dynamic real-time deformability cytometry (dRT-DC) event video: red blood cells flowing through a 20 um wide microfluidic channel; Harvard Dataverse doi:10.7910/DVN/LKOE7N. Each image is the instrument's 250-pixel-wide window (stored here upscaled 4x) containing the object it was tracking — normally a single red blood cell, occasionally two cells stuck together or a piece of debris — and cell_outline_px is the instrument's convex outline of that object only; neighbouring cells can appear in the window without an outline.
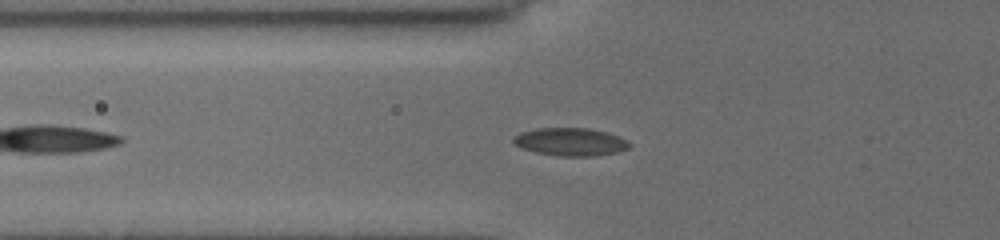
{"species": "common noctule bat (a hibernating species)", "species_latin": "Nyctalus noctula", "temperature_condition": "cold", "stored_images_in_passage": 42, "camera_frame_rate_fps": 3000, "um_per_image_px": 0.085, "animal": {"sex": "female", "body_mass_g": 19.5, "forearm_length_mm": 54.1}, "frame": {"image": 1, "passage_image": 9, "time_ms": 2.667, "image_size_px": [1000, 240], "cell_outline_px": [[632, 144], [628, 148], [616, 152], [596, 156], [560, 156], [536, 152], [524, 148], [516, 144], [512, 140], [512, 136], [520, 132], [536, 128], [592, 128], [608, 132]], "centroid_in_image_um": [48.47, 12.04], "position_along_channel_um": 77.3, "area_um2": 18.79}}
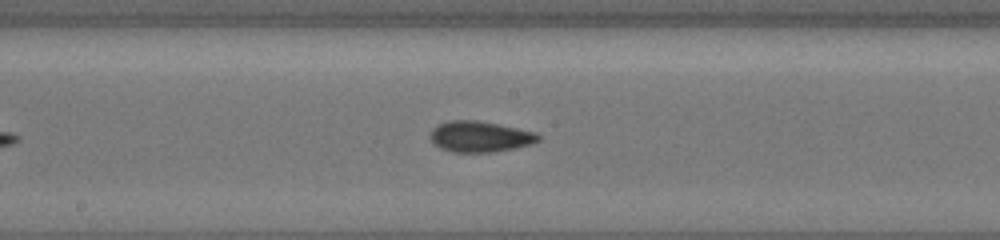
{"frame": {"image": 2, "passage_image": 19, "time_ms": 6.0, "image_size_px": [1000, 240], "cell_outline_px": [[540, 140], [532, 144], [516, 148], [492, 152], [452, 152], [440, 148], [428, 136], [432, 128], [440, 124], [452, 120], [476, 120], [536, 132], [540, 136]], "centroid_in_image_um": [40.8, 11.62], "position_along_channel_um": 207.4, "area_um2": 19.36}}
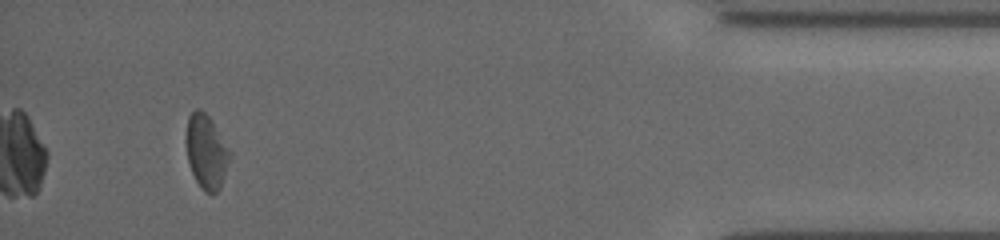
{"frame": {"image": 3, "passage_image": 39, "time_ms": 12.667, "image_size_px": [1000, 240], "cell_outline_px": [[232, 152], [220, 188], [212, 196], [204, 192], [196, 180], [188, 164], [184, 140], [184, 136], [188, 116], [196, 108], [200, 108], [212, 120]], "centroid_in_image_um": [17.51, 12.88], "position_along_channel_um": 417.7, "area_um2": 19.36}, "authors_computed_cell_mechanics": {"area_um2": 18.785, "velocity_mm_per_s": 3.9233, "shape_relaxation_time_tau1_ms": 5.5819, "shape_relaxation_time_tau2_ms": 4.1776, "deformation_change_tau1": 0.0946, "deformation_change_tau2": 0.0807}}